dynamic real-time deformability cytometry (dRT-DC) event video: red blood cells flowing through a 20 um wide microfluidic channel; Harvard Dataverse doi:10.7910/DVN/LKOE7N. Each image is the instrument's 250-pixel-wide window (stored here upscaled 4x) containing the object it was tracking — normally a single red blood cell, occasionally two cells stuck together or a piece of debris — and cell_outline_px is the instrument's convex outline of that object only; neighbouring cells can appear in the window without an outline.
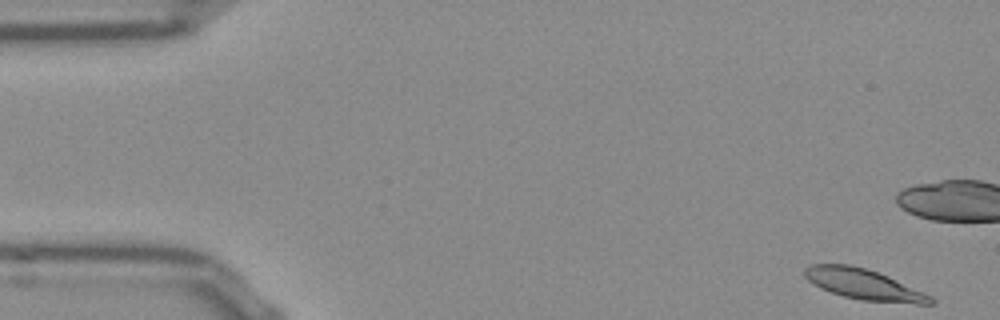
{"species": "Egyptian fruit bat (a non-hibernating species)", "species_latin": "Rousettus aegyptiacus", "temperature_condition": "room temperature", "stored_images_in_passage": 10, "camera_frame_rate_fps": 3000, "um_per_image_px": 0.085, "frame": {"image": 1, "passage_image": 1, "time_ms": 0.0, "image_size_px": [1000, 320], "cell_outline_px": [[936, 304], [916, 304], [864, 300], [844, 296], [820, 288], [812, 284], [804, 276], [804, 268], [808, 264], [852, 264], [868, 268], [888, 276], [924, 292], [932, 296], [936, 300]], "centroid_in_image_um": [73.43, 24.16], "position_along_channel_um": 11.6, "area_um2": 22.66}}